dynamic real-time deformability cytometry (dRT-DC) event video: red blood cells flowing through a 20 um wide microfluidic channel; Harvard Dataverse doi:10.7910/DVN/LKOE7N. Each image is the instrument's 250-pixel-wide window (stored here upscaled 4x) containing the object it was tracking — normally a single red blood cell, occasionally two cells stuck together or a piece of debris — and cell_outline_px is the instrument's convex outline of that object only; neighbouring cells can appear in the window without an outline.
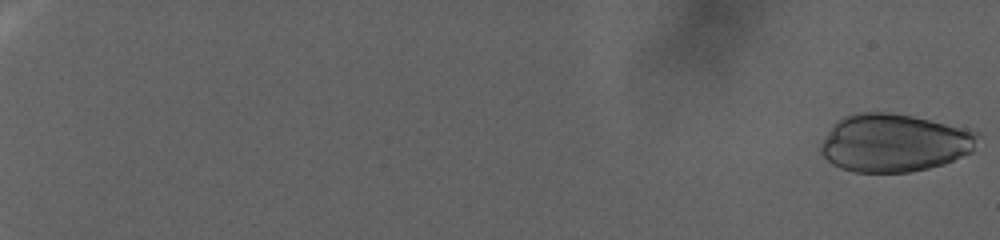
{"species": "human", "species_latin": "Homo sapiens", "temperature_condition": "warm", "stored_images_in_passage": 105, "camera_frame_rate_fps": 3000, "um_per_image_px": 0.085, "donor": {"sex": "female"}, "frame": {"image": 1, "passage_image": 1, "time_ms": 0.0, "image_size_px": [1000, 240], "cell_outline_px": [[984, 136], [972, 152], [944, 164], [928, 168], [908, 172], [852, 172], [840, 168], [832, 164], [820, 152], [820, 144], [832, 124], [836, 120], [844, 116], [856, 112], [888, 112], [912, 116], [972, 128], [980, 132]], "centroid_in_image_um": [76.07, 12.13], "position_along_channel_um": 8.9, "area_um2": 54.04}}
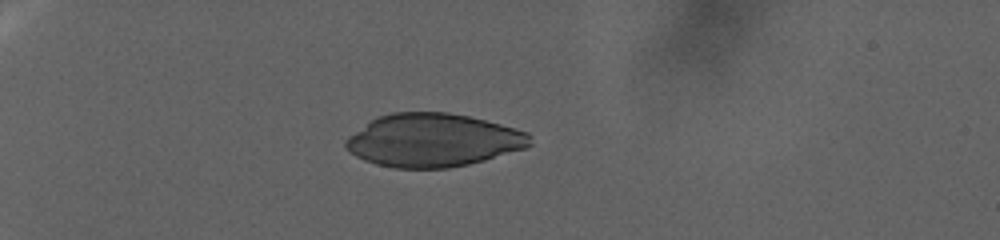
{"frame": {"image": 2, "passage_image": 35, "time_ms": 11.333, "image_size_px": [1000, 240], "cell_outline_px": [[532, 144], [524, 148], [484, 160], [468, 164], [448, 168], [392, 168], [376, 164], [364, 160], [356, 156], [344, 148], [344, 140], [348, 136], [372, 120], [380, 116], [392, 112], [448, 112], [468, 116], [516, 128], [528, 132], [532, 136]], "centroid_in_image_um": [36.8, 11.92], "position_along_channel_um": 48.2, "area_um2": 57.05}}
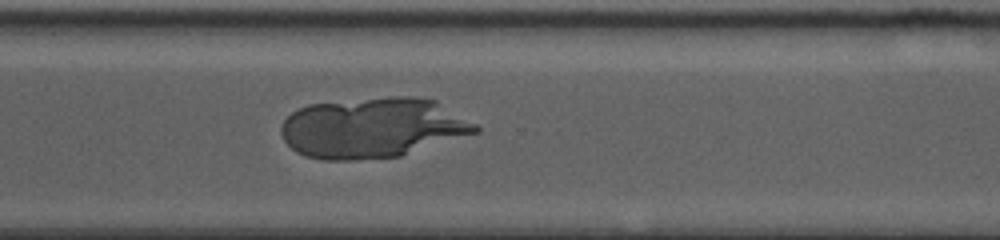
{"frame": {"image": 3, "passage_image": 84, "time_ms": 27.667, "image_size_px": [1000, 240], "cell_outline_px": [[480, 132], [400, 156], [352, 160], [324, 160], [304, 156], [296, 152], [284, 140], [280, 132], [280, 128], [284, 120], [292, 112], [308, 104], [388, 96], [408, 96], [436, 100], [476, 124], [480, 128]], "centroid_in_image_um": [31.68, 10.86], "position_along_channel_um": 338.9, "area_um2": 68.44}}